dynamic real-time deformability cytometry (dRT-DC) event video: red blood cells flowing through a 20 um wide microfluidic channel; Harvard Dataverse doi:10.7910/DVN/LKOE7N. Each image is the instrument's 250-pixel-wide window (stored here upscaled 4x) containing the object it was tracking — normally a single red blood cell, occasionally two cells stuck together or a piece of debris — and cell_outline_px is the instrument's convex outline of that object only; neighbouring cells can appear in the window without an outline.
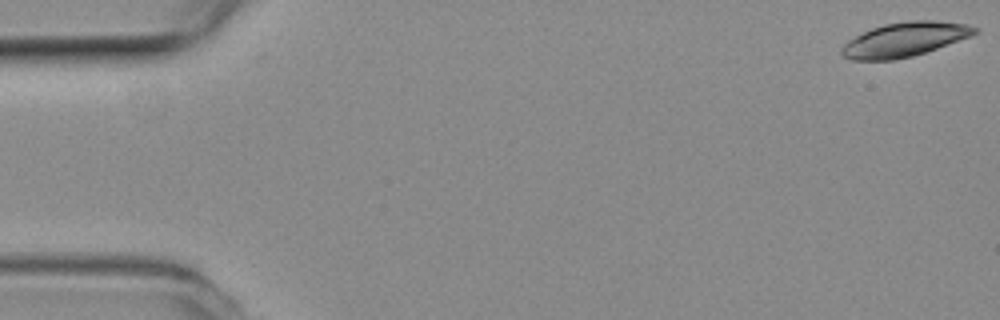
{"species": "common noctule bat (a hibernating species)", "species_latin": "Nyctalus noctula", "temperature_condition": "room temperature", "stored_images_in_passage": 13, "camera_frame_rate_fps": 3000, "um_per_image_px": 0.085, "animal": {"sex": "female", "body_mass_g": 19.3, "forearm_length_mm": 54.1}, "frame": {"image": 1, "passage_image": 1, "time_ms": 0.0, "image_size_px": [1000, 320], "cell_outline_px": [[980, 32], [936, 48], [912, 56], [896, 60], [852, 60], [844, 56], [840, 52], [840, 48], [848, 40], [872, 28], [884, 24], [908, 20], [936, 20], [968, 24], [980, 28]], "centroid_in_image_um": [76.9, 3.34], "position_along_channel_um": 8.1, "area_um2": 26.53}}